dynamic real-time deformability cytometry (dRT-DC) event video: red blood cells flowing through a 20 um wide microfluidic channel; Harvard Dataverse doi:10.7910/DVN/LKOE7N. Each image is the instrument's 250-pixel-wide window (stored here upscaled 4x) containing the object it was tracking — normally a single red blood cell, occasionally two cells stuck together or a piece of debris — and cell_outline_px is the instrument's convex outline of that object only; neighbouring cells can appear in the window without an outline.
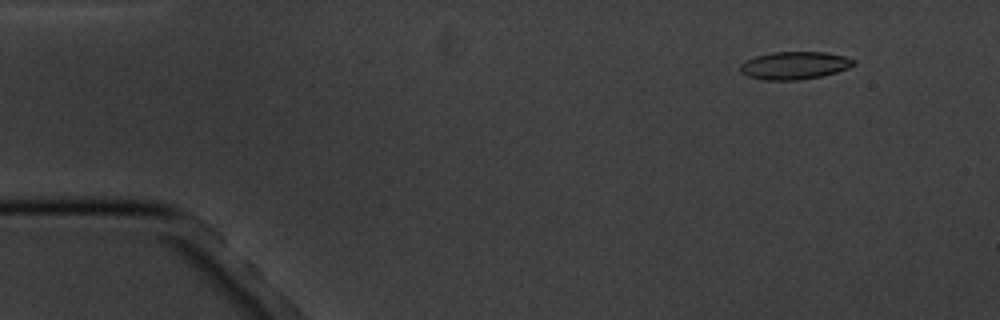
{"species": "common noctule bat (a hibernating species)", "species_latin": "Nyctalus noctula", "temperature_condition": "cold", "stored_images_in_passage": 6, "camera_frame_rate_fps": 3000, "um_per_image_px": 0.085, "animal": {"sex": "male", "body_mass_g": 20.1, "forearm_length_mm": 53.5}, "frame": {"image": 1, "passage_image": 2, "time_ms": 1.333, "image_size_px": [1000, 320], "cell_outline_px": [[856, 64], [848, 68], [836, 72], [820, 76], [800, 80], [764, 80], [748, 76], [740, 72], [740, 64], [744, 60], [756, 56], [772, 52], [828, 52], [844, 56], [856, 60]], "centroid_in_image_um": [67.53, 5.56], "position_along_channel_um": 17.5, "area_um2": 18.44}}
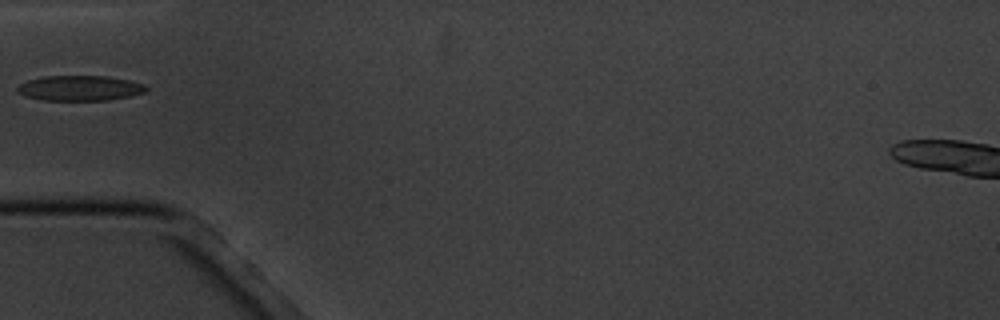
{"frame": {"image": 2, "passage_image": 6, "time_ms": 5.667, "image_size_px": [1000, 320], "cell_outline_px": [[148, 88], [144, 92], [132, 96], [108, 100], [44, 100], [24, 96], [16, 92], [16, 88], [20, 84], [28, 80], [48, 76], [108, 76], [128, 80], [144, 84]], "centroid_in_image_um": [6.78, 7.49], "position_along_channel_um": 78.2, "area_um2": 18.9}}